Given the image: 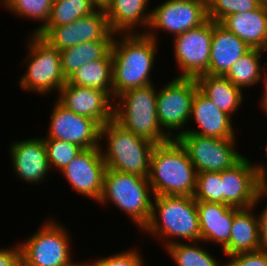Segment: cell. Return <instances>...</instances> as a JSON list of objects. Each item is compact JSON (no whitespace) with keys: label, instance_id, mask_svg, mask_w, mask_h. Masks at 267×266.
Here are the masks:
<instances>
[{"label":"cell","instance_id":"cell-1","mask_svg":"<svg viewBox=\"0 0 267 266\" xmlns=\"http://www.w3.org/2000/svg\"><path fill=\"white\" fill-rule=\"evenodd\" d=\"M116 36L111 47L113 100L124 91L153 84L150 75L159 48L158 42L145 33Z\"/></svg>","mask_w":267,"mask_h":266},{"label":"cell","instance_id":"cell-2","mask_svg":"<svg viewBox=\"0 0 267 266\" xmlns=\"http://www.w3.org/2000/svg\"><path fill=\"white\" fill-rule=\"evenodd\" d=\"M153 201L151 217L143 233H149L157 241L164 242L165 248L185 240H201L194 196L158 195L153 197Z\"/></svg>","mask_w":267,"mask_h":266},{"label":"cell","instance_id":"cell-3","mask_svg":"<svg viewBox=\"0 0 267 266\" xmlns=\"http://www.w3.org/2000/svg\"><path fill=\"white\" fill-rule=\"evenodd\" d=\"M148 180L154 196H194L197 172L177 139L155 145Z\"/></svg>","mask_w":267,"mask_h":266},{"label":"cell","instance_id":"cell-4","mask_svg":"<svg viewBox=\"0 0 267 266\" xmlns=\"http://www.w3.org/2000/svg\"><path fill=\"white\" fill-rule=\"evenodd\" d=\"M99 140V148L106 168L149 177L150 157L156 144L136 136L114 119L101 126ZM102 140H106L107 144H101Z\"/></svg>","mask_w":267,"mask_h":266},{"label":"cell","instance_id":"cell-5","mask_svg":"<svg viewBox=\"0 0 267 266\" xmlns=\"http://www.w3.org/2000/svg\"><path fill=\"white\" fill-rule=\"evenodd\" d=\"M154 84L124 91L114 99V120L136 136L154 144L171 138L162 130L157 117V91Z\"/></svg>","mask_w":267,"mask_h":266},{"label":"cell","instance_id":"cell-6","mask_svg":"<svg viewBox=\"0 0 267 266\" xmlns=\"http://www.w3.org/2000/svg\"><path fill=\"white\" fill-rule=\"evenodd\" d=\"M153 197L147 177L106 168L103 192L98 204L116 205L142 231L151 217Z\"/></svg>","mask_w":267,"mask_h":266},{"label":"cell","instance_id":"cell-7","mask_svg":"<svg viewBox=\"0 0 267 266\" xmlns=\"http://www.w3.org/2000/svg\"><path fill=\"white\" fill-rule=\"evenodd\" d=\"M28 38V53L24 58L27 68L20 77L21 89L43 96L52 91L59 92L67 82L61 69L60 51L36 33H31Z\"/></svg>","mask_w":267,"mask_h":266},{"label":"cell","instance_id":"cell-8","mask_svg":"<svg viewBox=\"0 0 267 266\" xmlns=\"http://www.w3.org/2000/svg\"><path fill=\"white\" fill-rule=\"evenodd\" d=\"M70 235L61 222L48 218L28 240L19 243L22 266H70L75 262Z\"/></svg>","mask_w":267,"mask_h":266},{"label":"cell","instance_id":"cell-9","mask_svg":"<svg viewBox=\"0 0 267 266\" xmlns=\"http://www.w3.org/2000/svg\"><path fill=\"white\" fill-rule=\"evenodd\" d=\"M163 86L156 98L158 121L171 139H177L186 132V124H190L191 104L198 85L194 78H178L175 75Z\"/></svg>","mask_w":267,"mask_h":266},{"label":"cell","instance_id":"cell-10","mask_svg":"<svg viewBox=\"0 0 267 266\" xmlns=\"http://www.w3.org/2000/svg\"><path fill=\"white\" fill-rule=\"evenodd\" d=\"M177 140L185 148L197 173L222 172L244 157L236 149V138H211L183 133Z\"/></svg>","mask_w":267,"mask_h":266},{"label":"cell","instance_id":"cell-11","mask_svg":"<svg viewBox=\"0 0 267 266\" xmlns=\"http://www.w3.org/2000/svg\"><path fill=\"white\" fill-rule=\"evenodd\" d=\"M208 20L206 0H165L151 10L145 34L158 42L155 31L174 36L197 28Z\"/></svg>","mask_w":267,"mask_h":266},{"label":"cell","instance_id":"cell-12","mask_svg":"<svg viewBox=\"0 0 267 266\" xmlns=\"http://www.w3.org/2000/svg\"><path fill=\"white\" fill-rule=\"evenodd\" d=\"M213 21L174 36L173 51L180 74L178 78H194L208 74Z\"/></svg>","mask_w":267,"mask_h":266},{"label":"cell","instance_id":"cell-13","mask_svg":"<svg viewBox=\"0 0 267 266\" xmlns=\"http://www.w3.org/2000/svg\"><path fill=\"white\" fill-rule=\"evenodd\" d=\"M57 50L62 51L88 41L114 40L103 8L76 21L54 27H42L36 33Z\"/></svg>","mask_w":267,"mask_h":266},{"label":"cell","instance_id":"cell-14","mask_svg":"<svg viewBox=\"0 0 267 266\" xmlns=\"http://www.w3.org/2000/svg\"><path fill=\"white\" fill-rule=\"evenodd\" d=\"M53 107L49 131H47V136H42L43 139L68 141L82 149L100 147L101 127L93 119L72 112L58 101Z\"/></svg>","mask_w":267,"mask_h":266},{"label":"cell","instance_id":"cell-15","mask_svg":"<svg viewBox=\"0 0 267 266\" xmlns=\"http://www.w3.org/2000/svg\"><path fill=\"white\" fill-rule=\"evenodd\" d=\"M105 170L106 164L100 148L95 147L83 149L61 173L72 190L99 202L103 192Z\"/></svg>","mask_w":267,"mask_h":266},{"label":"cell","instance_id":"cell-16","mask_svg":"<svg viewBox=\"0 0 267 266\" xmlns=\"http://www.w3.org/2000/svg\"><path fill=\"white\" fill-rule=\"evenodd\" d=\"M222 203L233 208L252 207L261 192V178L254 162L244 156L230 169L221 172Z\"/></svg>","mask_w":267,"mask_h":266},{"label":"cell","instance_id":"cell-17","mask_svg":"<svg viewBox=\"0 0 267 266\" xmlns=\"http://www.w3.org/2000/svg\"><path fill=\"white\" fill-rule=\"evenodd\" d=\"M57 97L65 108L93 119L100 127L114 119V100L105 91L66 82Z\"/></svg>","mask_w":267,"mask_h":266},{"label":"cell","instance_id":"cell-18","mask_svg":"<svg viewBox=\"0 0 267 266\" xmlns=\"http://www.w3.org/2000/svg\"><path fill=\"white\" fill-rule=\"evenodd\" d=\"M14 141L8 146L15 175L23 182L41 184L50 174L43 137Z\"/></svg>","mask_w":267,"mask_h":266},{"label":"cell","instance_id":"cell-19","mask_svg":"<svg viewBox=\"0 0 267 266\" xmlns=\"http://www.w3.org/2000/svg\"><path fill=\"white\" fill-rule=\"evenodd\" d=\"M191 119H194L199 129L187 128L185 133L211 138H236L232 117L219 110L199 90L195 92L192 100Z\"/></svg>","mask_w":267,"mask_h":266},{"label":"cell","instance_id":"cell-20","mask_svg":"<svg viewBox=\"0 0 267 266\" xmlns=\"http://www.w3.org/2000/svg\"><path fill=\"white\" fill-rule=\"evenodd\" d=\"M266 197L267 194L261 191L252 207L239 209L234 214L229 242L222 248L226 256L263 248L259 219L254 210L258 203Z\"/></svg>","mask_w":267,"mask_h":266},{"label":"cell","instance_id":"cell-21","mask_svg":"<svg viewBox=\"0 0 267 266\" xmlns=\"http://www.w3.org/2000/svg\"><path fill=\"white\" fill-rule=\"evenodd\" d=\"M149 2V0H110L103 9L111 31L115 34L145 33L151 18V8L147 10ZM138 27L143 29L139 31Z\"/></svg>","mask_w":267,"mask_h":266},{"label":"cell","instance_id":"cell-22","mask_svg":"<svg viewBox=\"0 0 267 266\" xmlns=\"http://www.w3.org/2000/svg\"><path fill=\"white\" fill-rule=\"evenodd\" d=\"M201 241L217 244L221 249L229 242L234 214L238 208L223 203L196 201Z\"/></svg>","mask_w":267,"mask_h":266},{"label":"cell","instance_id":"cell-23","mask_svg":"<svg viewBox=\"0 0 267 266\" xmlns=\"http://www.w3.org/2000/svg\"><path fill=\"white\" fill-rule=\"evenodd\" d=\"M251 48L238 36L213 21L208 74L224 76Z\"/></svg>","mask_w":267,"mask_h":266},{"label":"cell","instance_id":"cell-24","mask_svg":"<svg viewBox=\"0 0 267 266\" xmlns=\"http://www.w3.org/2000/svg\"><path fill=\"white\" fill-rule=\"evenodd\" d=\"M219 23L251 49L267 50V0L255 10L228 15Z\"/></svg>","mask_w":267,"mask_h":266},{"label":"cell","instance_id":"cell-25","mask_svg":"<svg viewBox=\"0 0 267 266\" xmlns=\"http://www.w3.org/2000/svg\"><path fill=\"white\" fill-rule=\"evenodd\" d=\"M198 90L219 110L233 117L244 103V92L233 85L225 76L203 74L196 78Z\"/></svg>","mask_w":267,"mask_h":266},{"label":"cell","instance_id":"cell-26","mask_svg":"<svg viewBox=\"0 0 267 266\" xmlns=\"http://www.w3.org/2000/svg\"><path fill=\"white\" fill-rule=\"evenodd\" d=\"M113 67L111 51L100 60L79 67L67 80L70 84L97 88L105 91L113 99Z\"/></svg>","mask_w":267,"mask_h":266},{"label":"cell","instance_id":"cell-27","mask_svg":"<svg viewBox=\"0 0 267 266\" xmlns=\"http://www.w3.org/2000/svg\"><path fill=\"white\" fill-rule=\"evenodd\" d=\"M113 40H97L81 43L60 51L61 69L66 80L89 62L103 59L110 51Z\"/></svg>","mask_w":267,"mask_h":266},{"label":"cell","instance_id":"cell-28","mask_svg":"<svg viewBox=\"0 0 267 266\" xmlns=\"http://www.w3.org/2000/svg\"><path fill=\"white\" fill-rule=\"evenodd\" d=\"M260 49H250L224 75L233 85L246 89L262 80L265 83V66L260 62L263 53ZM262 64V65H261Z\"/></svg>","mask_w":267,"mask_h":266},{"label":"cell","instance_id":"cell-29","mask_svg":"<svg viewBox=\"0 0 267 266\" xmlns=\"http://www.w3.org/2000/svg\"><path fill=\"white\" fill-rule=\"evenodd\" d=\"M190 243H174L164 249L177 266H223L216 257L199 245L203 243L201 240Z\"/></svg>","mask_w":267,"mask_h":266},{"label":"cell","instance_id":"cell-30","mask_svg":"<svg viewBox=\"0 0 267 266\" xmlns=\"http://www.w3.org/2000/svg\"><path fill=\"white\" fill-rule=\"evenodd\" d=\"M97 9L98 6L92 0H53L49 19L43 27L69 24Z\"/></svg>","mask_w":267,"mask_h":266},{"label":"cell","instance_id":"cell-31","mask_svg":"<svg viewBox=\"0 0 267 266\" xmlns=\"http://www.w3.org/2000/svg\"><path fill=\"white\" fill-rule=\"evenodd\" d=\"M53 0H1L3 9L15 14L18 18H27L41 22L32 33H37L48 21Z\"/></svg>","mask_w":267,"mask_h":266},{"label":"cell","instance_id":"cell-32","mask_svg":"<svg viewBox=\"0 0 267 266\" xmlns=\"http://www.w3.org/2000/svg\"><path fill=\"white\" fill-rule=\"evenodd\" d=\"M266 0H208V19L220 22L224 17L259 8Z\"/></svg>","mask_w":267,"mask_h":266},{"label":"cell","instance_id":"cell-33","mask_svg":"<svg viewBox=\"0 0 267 266\" xmlns=\"http://www.w3.org/2000/svg\"><path fill=\"white\" fill-rule=\"evenodd\" d=\"M50 169L63 171L65 167L83 150L68 141L44 139ZM53 167V168H52Z\"/></svg>","mask_w":267,"mask_h":266},{"label":"cell","instance_id":"cell-34","mask_svg":"<svg viewBox=\"0 0 267 266\" xmlns=\"http://www.w3.org/2000/svg\"><path fill=\"white\" fill-rule=\"evenodd\" d=\"M221 172L207 171L197 173L194 199L213 203H222Z\"/></svg>","mask_w":267,"mask_h":266},{"label":"cell","instance_id":"cell-35","mask_svg":"<svg viewBox=\"0 0 267 266\" xmlns=\"http://www.w3.org/2000/svg\"><path fill=\"white\" fill-rule=\"evenodd\" d=\"M88 266H145L143 258L139 251L134 248L126 249L119 253L111 254V256L97 258L93 262L88 261Z\"/></svg>","mask_w":267,"mask_h":266},{"label":"cell","instance_id":"cell-36","mask_svg":"<svg viewBox=\"0 0 267 266\" xmlns=\"http://www.w3.org/2000/svg\"><path fill=\"white\" fill-rule=\"evenodd\" d=\"M225 266H267V248L227 256Z\"/></svg>","mask_w":267,"mask_h":266},{"label":"cell","instance_id":"cell-37","mask_svg":"<svg viewBox=\"0 0 267 266\" xmlns=\"http://www.w3.org/2000/svg\"><path fill=\"white\" fill-rule=\"evenodd\" d=\"M0 266H22V253L19 243L7 249L0 248Z\"/></svg>","mask_w":267,"mask_h":266},{"label":"cell","instance_id":"cell-38","mask_svg":"<svg viewBox=\"0 0 267 266\" xmlns=\"http://www.w3.org/2000/svg\"><path fill=\"white\" fill-rule=\"evenodd\" d=\"M264 207L260 214L257 213V216L259 219L260 238L263 247L267 248V204Z\"/></svg>","mask_w":267,"mask_h":266},{"label":"cell","instance_id":"cell-39","mask_svg":"<svg viewBox=\"0 0 267 266\" xmlns=\"http://www.w3.org/2000/svg\"><path fill=\"white\" fill-rule=\"evenodd\" d=\"M266 154H267V146H266ZM258 174L261 178V191L267 194V166L265 164L254 163Z\"/></svg>","mask_w":267,"mask_h":266},{"label":"cell","instance_id":"cell-40","mask_svg":"<svg viewBox=\"0 0 267 266\" xmlns=\"http://www.w3.org/2000/svg\"><path fill=\"white\" fill-rule=\"evenodd\" d=\"M261 98H260V108L263 109V111H265V113L267 114V91L263 92V95L261 94Z\"/></svg>","mask_w":267,"mask_h":266},{"label":"cell","instance_id":"cell-41","mask_svg":"<svg viewBox=\"0 0 267 266\" xmlns=\"http://www.w3.org/2000/svg\"><path fill=\"white\" fill-rule=\"evenodd\" d=\"M98 8H104L110 0H92Z\"/></svg>","mask_w":267,"mask_h":266},{"label":"cell","instance_id":"cell-42","mask_svg":"<svg viewBox=\"0 0 267 266\" xmlns=\"http://www.w3.org/2000/svg\"><path fill=\"white\" fill-rule=\"evenodd\" d=\"M70 266H88L87 261H83V262H74L73 264H71Z\"/></svg>","mask_w":267,"mask_h":266},{"label":"cell","instance_id":"cell-43","mask_svg":"<svg viewBox=\"0 0 267 266\" xmlns=\"http://www.w3.org/2000/svg\"><path fill=\"white\" fill-rule=\"evenodd\" d=\"M263 91H267V65L265 64V83L263 85Z\"/></svg>","mask_w":267,"mask_h":266}]
</instances>
